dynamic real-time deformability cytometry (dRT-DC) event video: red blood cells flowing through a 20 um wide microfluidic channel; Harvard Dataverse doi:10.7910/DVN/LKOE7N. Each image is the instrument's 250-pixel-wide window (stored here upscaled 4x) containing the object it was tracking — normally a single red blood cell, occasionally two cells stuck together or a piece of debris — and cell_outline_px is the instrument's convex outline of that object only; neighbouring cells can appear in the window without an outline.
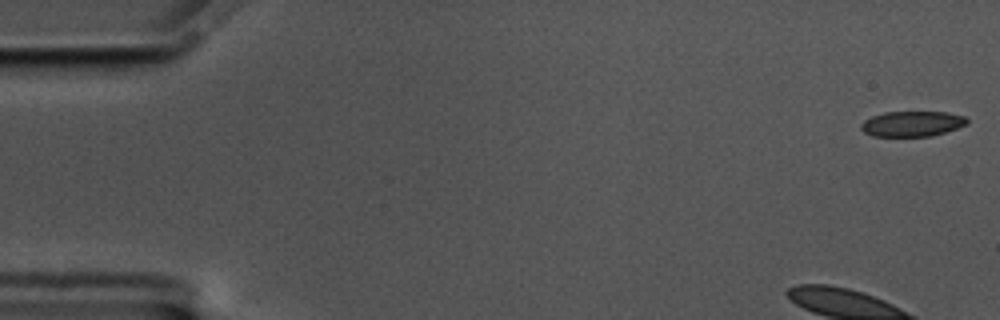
{"species": "common noctule bat (a hibernating species)", "species_latin": "Nyctalus noctula", "temperature_condition": "cold", "stored_images_in_passage": 54, "camera_frame_rate_fps": 3000, "um_per_image_px": 0.085, "animal": {"sex": "male", "body_mass_g": 17.5, "forearm_length_mm": 52.3}, "frame": {"image": 1, "passage_image": 1, "time_ms": 0.0, "image_size_px": [1000, 320], "cell_outline_px": [[968, 124], [932, 136], [872, 136], [864, 132], [860, 128], [860, 124], [864, 120], [872, 116], [884, 112], [948, 112], [964, 116], [968, 120]], "centroid_in_image_um": [77.51, 10.52], "position_along_channel_um": 7.5, "area_um2": 15.66}}
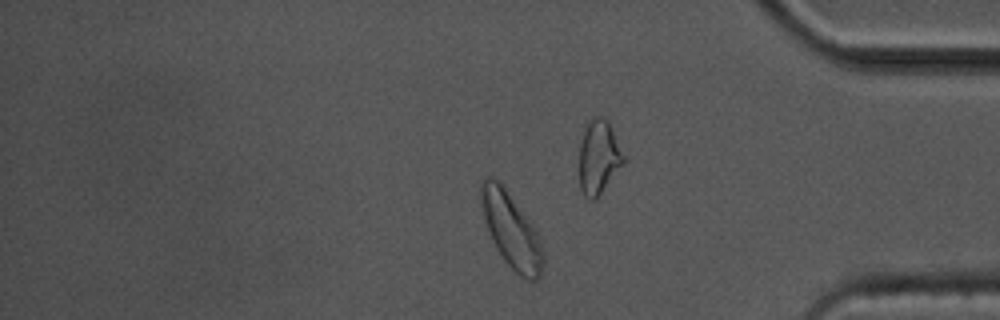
{"frame": {"image": 2, "passage_image": 46, "time_ms": 15.0, "image_size_px": [1000, 320], "cell_outline_px": [[544, 260], [540, 276], [536, 280], [524, 280], [504, 260], [496, 248], [492, 240], [484, 220], [480, 200], [480, 184], [488, 176], [492, 176], [504, 188], [532, 224], [540, 236], [544, 256]], "centroid_in_image_um": [43.46, 19.61], "position_along_channel_um": 391.7, "area_um2": 26.82}}